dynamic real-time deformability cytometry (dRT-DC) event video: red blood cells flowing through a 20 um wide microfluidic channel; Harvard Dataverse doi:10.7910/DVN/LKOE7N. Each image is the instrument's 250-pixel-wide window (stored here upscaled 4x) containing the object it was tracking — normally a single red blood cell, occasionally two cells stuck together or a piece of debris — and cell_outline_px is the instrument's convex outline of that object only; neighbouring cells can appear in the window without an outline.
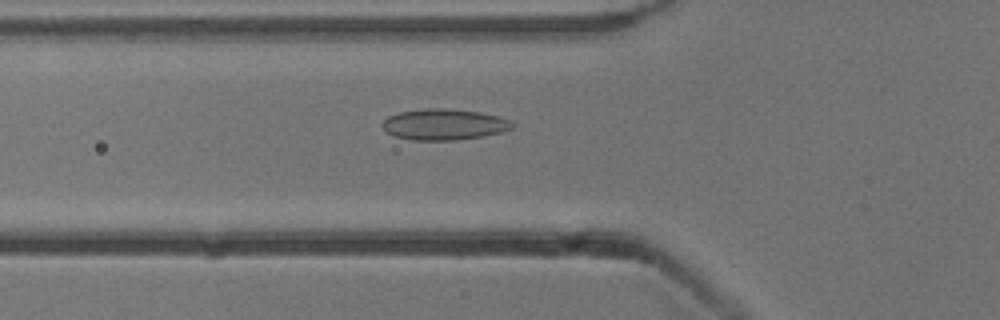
{"species": "common noctule bat (a hibernating species)", "species_latin": "Nyctalus noctula", "temperature_condition": "cold", "stored_images_in_passage": 33, "camera_frame_rate_fps": 3000, "um_per_image_px": 0.085, "animal": {"sex": "male", "body_mass_g": 13.3}, "frame": {"image": 1, "passage_image": 2, "time_ms": 0.333, "image_size_px": [1000, 320], "cell_outline_px": [[516, 124], [512, 128], [500, 132], [484, 136], [456, 140], [416, 140], [396, 136], [388, 132], [380, 124], [388, 116], [400, 112], [424, 108], [444, 108], [480, 112], [512, 120]], "centroid_in_image_um": [37.77, 10.57], "position_along_channel_um": 88.0, "area_um2": 23.41}}
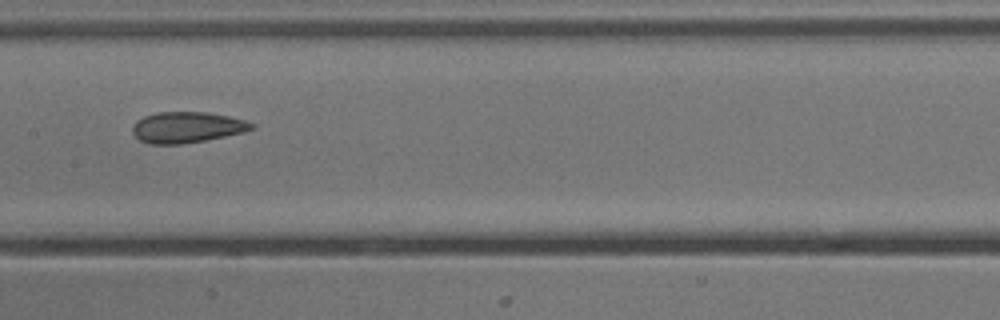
{"frame": {"image": 2, "passage_image": 10, "time_ms": 3.0, "image_size_px": [1000, 320], "cell_outline_px": [[256, 128], [244, 132], [204, 140], [180, 144], [152, 144], [140, 140], [132, 132], [132, 128], [136, 120], [144, 116], [156, 112], [204, 112], [228, 116], [244, 120], [256, 124]], "centroid_in_image_um": [15.89, 10.81], "position_along_channel_um": 191.5, "area_um2": 21.39}}
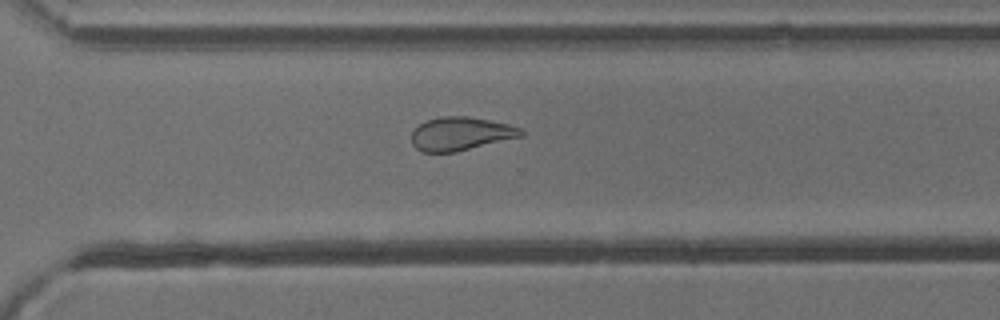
{"frame": {"image": 3, "passage_image": 21, "time_ms": 6.667, "image_size_px": [1000, 320], "cell_outline_px": [[524, 136], [456, 152], [424, 152], [416, 148], [412, 144], [412, 132], [420, 124], [428, 120], [444, 116], [468, 116], [508, 124], [520, 128], [524, 132]], "centroid_in_image_um": [39.18, 11.38], "position_along_channel_um": 331.4, "area_um2": 21.21}}